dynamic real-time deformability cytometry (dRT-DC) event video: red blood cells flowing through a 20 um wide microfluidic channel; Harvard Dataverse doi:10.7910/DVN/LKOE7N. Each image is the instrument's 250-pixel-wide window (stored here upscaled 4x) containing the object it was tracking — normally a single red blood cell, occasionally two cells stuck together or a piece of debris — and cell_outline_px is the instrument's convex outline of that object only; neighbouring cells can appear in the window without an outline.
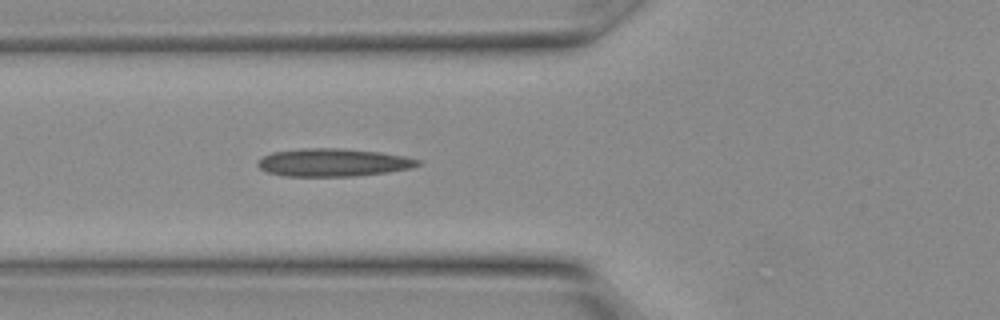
{"species": "Egyptian fruit bat (a non-hibernating species)", "species_latin": "Rousettus aegyptiacus", "temperature_condition": "warm", "stored_images_in_passage": 11, "camera_frame_rate_fps": 3000, "um_per_image_px": 0.085, "animal": {"sex": "female"}, "frame": {"image": 1, "passage_image": 11, "time_ms": 3.333, "image_size_px": [1000, 320], "cell_outline_px": [[420, 164], [412, 168], [388, 172], [356, 176], [288, 176], [268, 172], [260, 168], [256, 164], [264, 156], [272, 152], [304, 148], [340, 148], [380, 152], [404, 156], [420, 160]], "centroid_in_image_um": [28.34, 13.81], "position_along_channel_um": 97.5, "area_um2": 25.89}}